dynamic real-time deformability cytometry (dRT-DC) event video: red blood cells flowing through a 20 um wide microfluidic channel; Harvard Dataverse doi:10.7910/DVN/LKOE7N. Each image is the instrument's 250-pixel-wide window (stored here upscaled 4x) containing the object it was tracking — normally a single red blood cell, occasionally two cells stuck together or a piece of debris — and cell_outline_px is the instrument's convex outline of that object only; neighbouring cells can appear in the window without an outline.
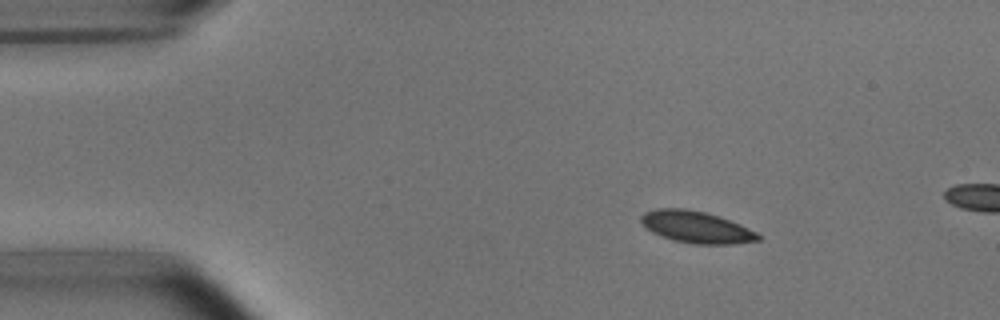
{"species": "common noctule bat (a hibernating species)", "species_latin": "Nyctalus noctula", "temperature_condition": "room temperature", "stored_images_in_passage": 14, "camera_frame_rate_fps": 3000, "um_per_image_px": 0.085, "animal": {"sex": "male", "body_mass_g": 15.6}, "frame": {"image": 1, "passage_image": 8, "time_ms": 2.333, "image_size_px": [1000, 320], "cell_outline_px": [[760, 240], [732, 244], [696, 244], [672, 240], [652, 232], [640, 220], [640, 216], [644, 212], [656, 208], [684, 208], [704, 212], [740, 224], [756, 232], [760, 236]], "centroid_in_image_um": [59.16, 19.3], "position_along_channel_um": 25.8, "area_um2": 21.44}}